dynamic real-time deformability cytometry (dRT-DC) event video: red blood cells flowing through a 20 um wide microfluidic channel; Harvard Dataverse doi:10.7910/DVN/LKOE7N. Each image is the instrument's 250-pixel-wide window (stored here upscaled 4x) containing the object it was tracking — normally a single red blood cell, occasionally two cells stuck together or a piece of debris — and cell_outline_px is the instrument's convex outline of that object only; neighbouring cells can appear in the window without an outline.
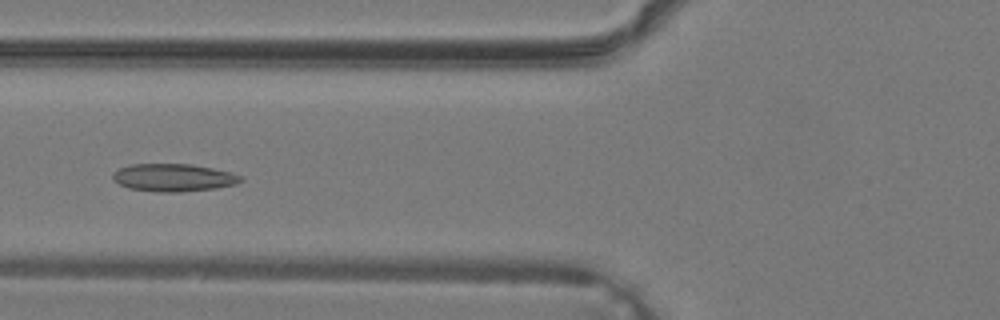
{"species": "common noctule bat (a hibernating species)", "species_latin": "Nyctalus noctula", "temperature_condition": "warm", "stored_images_in_passage": 38, "camera_frame_rate_fps": 3000, "um_per_image_px": 0.085, "animal": {"sex": "male", "body_mass_g": 19.2, "forearm_length_mm": 51.8}, "frame": {"image": 1, "passage_image": 15, "time_ms": 4.667, "image_size_px": [1000, 320], "cell_outline_px": [[244, 180], [236, 184], [216, 188], [180, 192], [160, 192], [128, 188], [112, 180], [112, 172], [120, 168], [132, 164], [192, 164], [232, 172], [244, 176]], "centroid_in_image_um": [14.77, 15.09], "position_along_channel_um": 111.0, "area_um2": 20.81}}
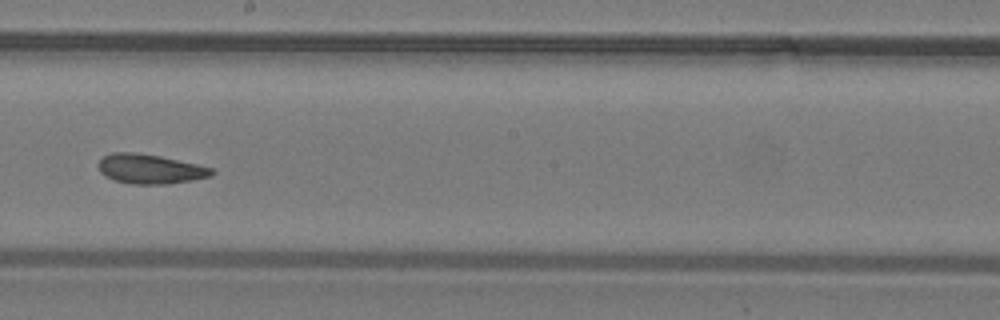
{"frame": {"image": 2, "passage_image": 22, "time_ms": 7.0, "image_size_px": [1000, 320], "cell_outline_px": [[216, 172], [212, 176], [192, 180], [168, 184], [132, 184], [116, 180], [104, 176], [100, 172], [96, 164], [104, 156], [112, 152], [132, 152], [160, 156], [196, 164], [212, 168]], "centroid_in_image_um": [12.74, 14.36], "position_along_channel_um": 235.5, "area_um2": 19.54}}
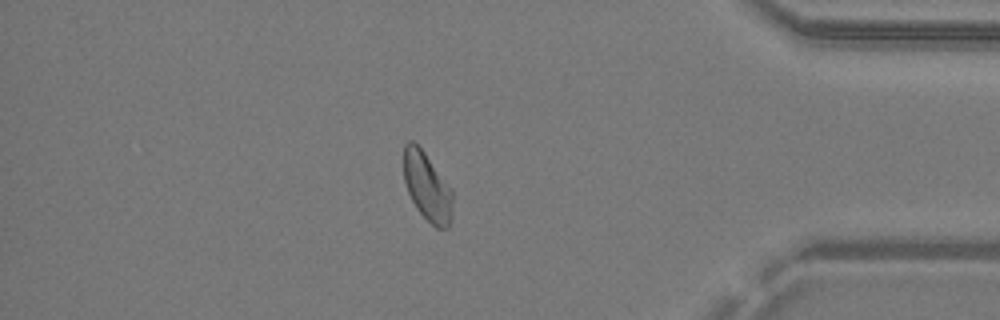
{"frame": {"image": 3, "passage_image": 33, "time_ms": 10.667, "image_size_px": [1000, 320], "cell_outline_px": [[452, 216], [448, 228], [436, 228], [416, 208], [408, 192], [404, 180], [404, 144], [408, 140], [412, 140], [424, 152], [452, 188]], "centroid_in_image_um": [36.31, 15.87], "position_along_channel_um": 398.9, "area_um2": 19.42}}